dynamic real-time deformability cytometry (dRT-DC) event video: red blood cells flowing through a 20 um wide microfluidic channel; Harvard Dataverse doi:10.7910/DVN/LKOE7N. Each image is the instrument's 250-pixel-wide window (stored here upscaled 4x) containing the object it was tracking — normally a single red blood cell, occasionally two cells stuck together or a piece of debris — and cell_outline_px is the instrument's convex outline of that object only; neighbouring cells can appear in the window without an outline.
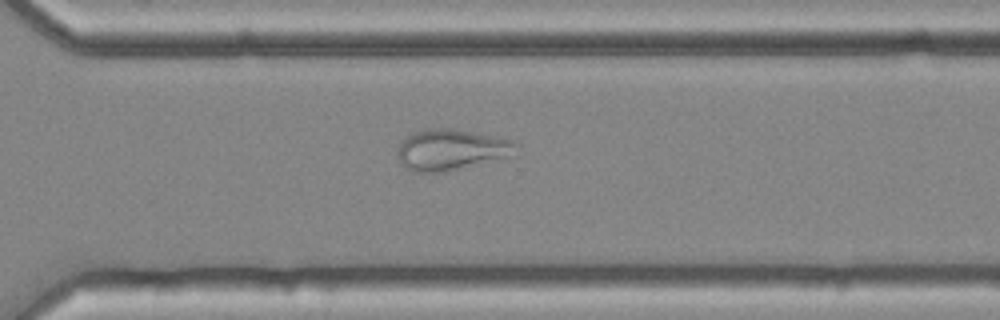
{"species": "common noctule bat (a hibernating species)", "species_latin": "Nyctalus noctula", "temperature_condition": "cold", "stored_images_in_passage": 55, "camera_frame_rate_fps": 3000, "um_per_image_px": 0.085, "animal": {"sex": "female", "body_mass_g": 25.1}, "frame": {"image": 1, "passage_image": 40, "time_ms": 13.0, "image_size_px": [1000, 320], "cell_outline_px": [[520, 144], [516, 156], [444, 172], [412, 172], [404, 168], [400, 164], [396, 152], [400, 144], [412, 132], [424, 128], [452, 128], [512, 140]], "centroid_in_image_um": [38.38, 12.74], "position_along_channel_um": 332.2, "area_um2": 28.9}}
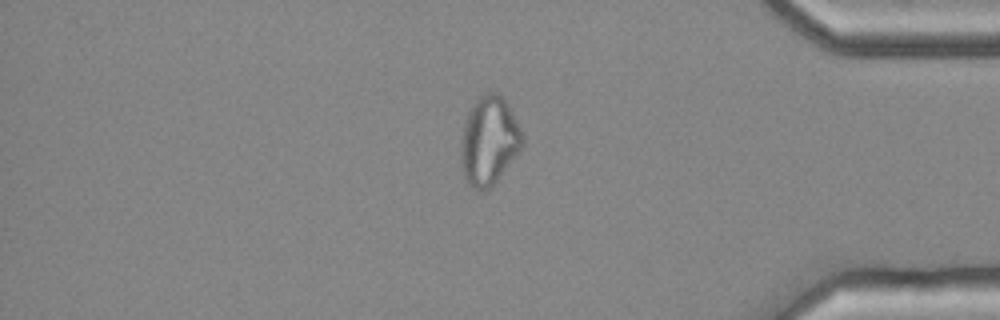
{"frame": {"image": 2, "passage_image": 47, "time_ms": 15.333, "image_size_px": [1000, 320], "cell_outline_px": [[524, 144], [496, 180], [488, 188], [472, 188], [464, 180], [460, 164], [460, 144], [464, 124], [468, 112], [472, 104], [480, 96], [488, 92], [496, 92], [508, 104], [524, 136]], "centroid_in_image_um": [41.53, 11.95], "position_along_channel_um": 393.7, "area_um2": 31.44}}